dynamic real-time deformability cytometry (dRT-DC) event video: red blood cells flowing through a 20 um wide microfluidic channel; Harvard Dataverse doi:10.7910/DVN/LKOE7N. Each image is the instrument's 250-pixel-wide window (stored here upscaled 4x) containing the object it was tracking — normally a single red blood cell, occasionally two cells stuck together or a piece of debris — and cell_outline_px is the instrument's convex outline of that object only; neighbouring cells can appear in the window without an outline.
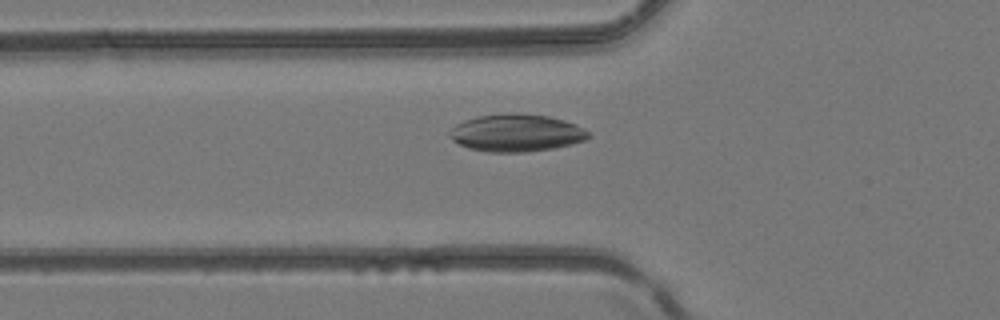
{"species": "common noctule bat (a hibernating species)", "species_latin": "Nyctalus noctula", "temperature_condition": "room temperature", "stored_images_in_passage": 6, "camera_frame_rate_fps": 3000, "um_per_image_px": 0.085, "animal": {"sex": "female", "body_mass_g": 24.6, "forearm_length_mm": 56.2}, "frame": {"image": 1, "passage_image": 6, "time_ms": 1.667, "image_size_px": [1000, 320], "cell_outline_px": [[592, 136], [584, 140], [572, 144], [552, 148], [528, 152], [488, 152], [468, 148], [452, 140], [448, 136], [448, 132], [456, 124], [464, 120], [476, 116], [548, 116], [564, 120], [576, 124], [592, 132]], "centroid_in_image_um": [43.91, 11.34], "position_along_channel_um": 81.9, "area_um2": 29.59}}